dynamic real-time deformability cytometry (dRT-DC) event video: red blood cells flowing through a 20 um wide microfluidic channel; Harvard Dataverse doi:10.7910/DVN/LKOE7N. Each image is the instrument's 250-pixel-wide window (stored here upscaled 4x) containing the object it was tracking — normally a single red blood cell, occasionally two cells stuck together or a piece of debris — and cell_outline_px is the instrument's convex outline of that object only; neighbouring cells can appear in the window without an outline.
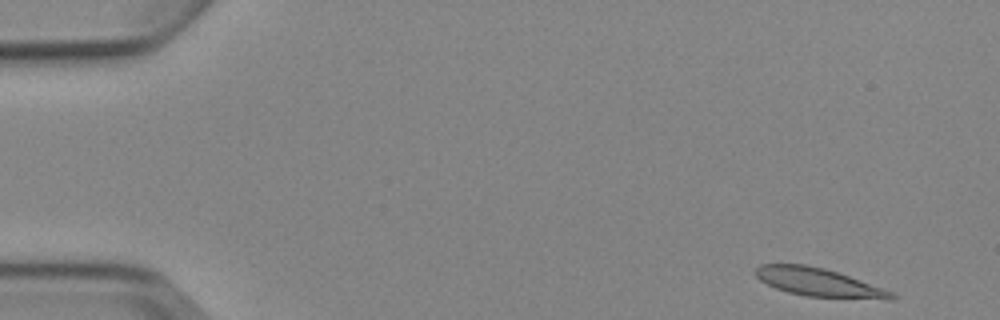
{"species": "Egyptian fruit bat (a non-hibernating species)", "species_latin": "Rousettus aegyptiacus", "temperature_condition": "cold", "stored_images_in_passage": 8, "camera_frame_rate_fps": 3000, "um_per_image_px": 0.085, "animal": {"sex": "female"}, "frame": {"image": 1, "passage_image": 1, "time_ms": 0.0, "image_size_px": [1000, 320], "cell_outline_px": [[900, 296], [892, 300], [888, 300], [804, 296], [788, 292], [776, 288], [760, 280], [756, 276], [756, 268], [760, 264], [804, 264], [824, 268], [848, 276], [892, 292]], "centroid_in_image_um": [69.6, 24.01], "position_along_channel_um": 15.4, "area_um2": 22.25}}
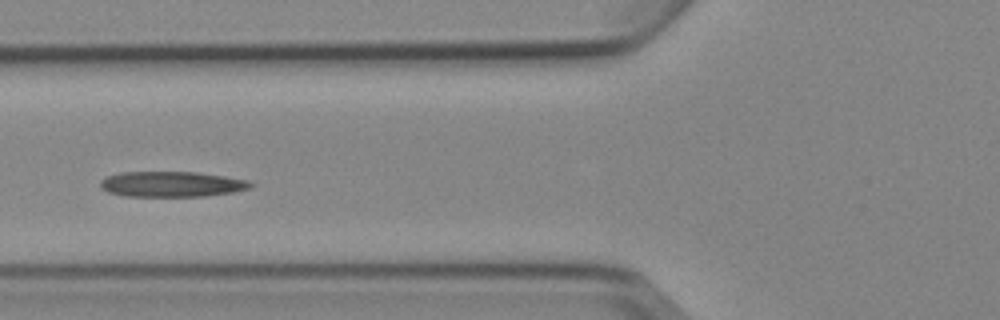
{"frame": {"image": 2, "passage_image": 5, "time_ms": 5.667, "image_size_px": [1000, 320], "cell_outline_px": [[256, 184], [252, 188], [232, 192], [204, 196], [124, 196], [108, 192], [100, 188], [100, 180], [108, 176], [120, 172], [196, 172], [252, 180]], "centroid_in_image_um": [14.64, 15.65], "position_along_channel_um": 111.2, "area_um2": 22.48}}
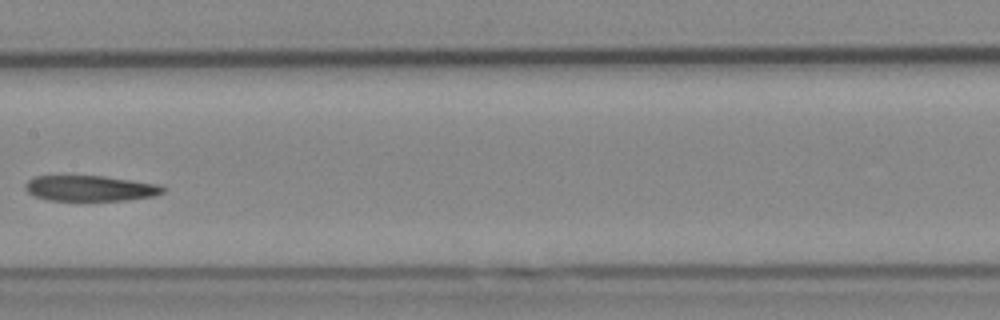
{"frame": {"image": 3, "passage_image": 7, "time_ms": 8.0, "image_size_px": [1000, 320], "cell_outline_px": [[168, 188], [164, 192], [152, 196], [128, 200], [48, 200], [36, 196], [28, 192], [24, 188], [24, 184], [28, 180], [36, 176], [104, 176], [160, 184]], "centroid_in_image_um": [7.7, 16.0], "position_along_channel_um": 199.7, "area_um2": 20.52}}